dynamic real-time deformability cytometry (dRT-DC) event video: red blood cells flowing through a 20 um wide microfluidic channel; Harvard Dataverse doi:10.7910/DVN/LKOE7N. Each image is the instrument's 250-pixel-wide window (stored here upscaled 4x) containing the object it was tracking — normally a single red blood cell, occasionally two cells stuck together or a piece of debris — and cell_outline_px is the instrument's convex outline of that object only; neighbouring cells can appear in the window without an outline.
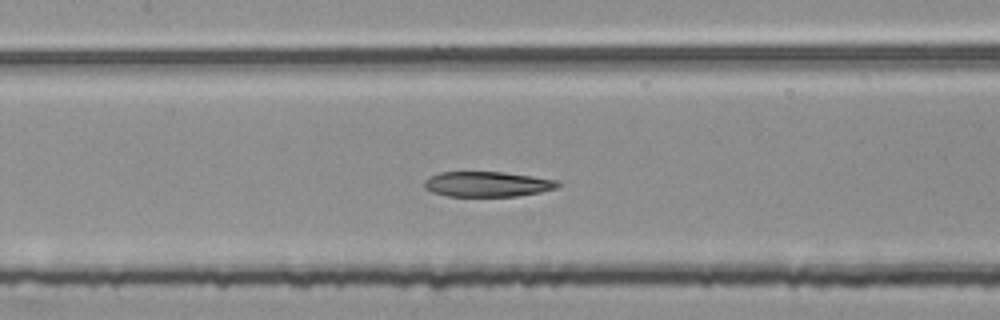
{"species": "common noctule bat (a hibernating species)", "species_latin": "Nyctalus noctula", "temperature_condition": "room temperature", "stored_images_in_passage": 52, "segment_of_instrument_passage": [2, 2], "camera_frame_rate_fps": 3000, "um_per_image_px": 0.085, "animal": {"sex": "female", "body_mass_g": 25.1}, "frame": {"image": 1, "passage_image": 25, "time_ms": 8.0, "image_size_px": [1000, 320], "cell_outline_px": [[560, 184], [556, 188], [540, 192], [516, 196], [448, 196], [432, 192], [424, 188], [424, 180], [440, 172], [504, 172], [560, 180]], "centroid_in_image_um": [41.44, 15.65], "position_along_channel_um": 166.0, "area_um2": 19.59}}
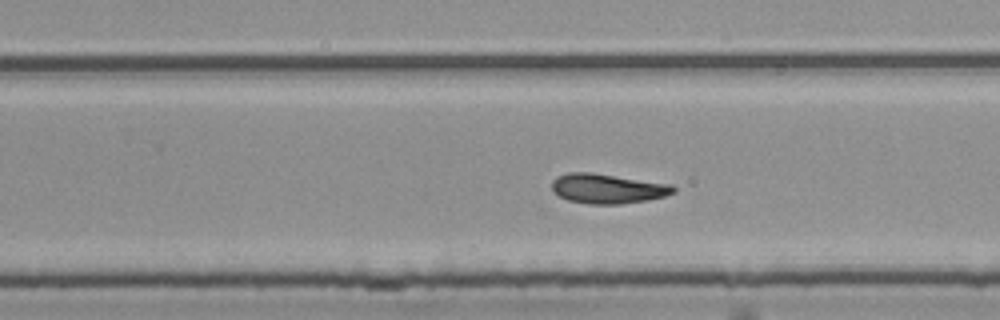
{"frame": {"image": 2, "passage_image": 34, "time_ms": 11.0, "image_size_px": [1000, 320], "cell_outline_px": [[676, 192], [664, 196], [648, 200], [620, 204], [588, 204], [568, 200], [552, 192], [552, 180], [556, 176], [568, 172], [592, 172], [672, 184], [676, 188]], "centroid_in_image_um": [51.63, 16.02], "position_along_channel_um": 278.2, "area_um2": 21.27}}
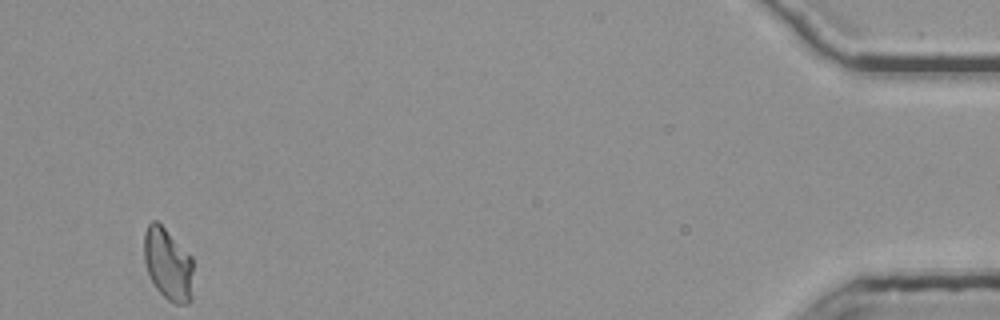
{"frame": {"image": 3, "passage_image": 52, "time_ms": 17.0, "image_size_px": [1000, 320], "cell_outline_px": [[192, 300], [188, 304], [176, 304], [168, 300], [156, 288], [148, 272], [144, 260], [144, 236], [148, 224], [152, 220], [156, 220], [192, 256]], "centroid_in_image_um": [14.29, 22.47], "position_along_channel_um": 420.9, "area_um2": 20.58}}